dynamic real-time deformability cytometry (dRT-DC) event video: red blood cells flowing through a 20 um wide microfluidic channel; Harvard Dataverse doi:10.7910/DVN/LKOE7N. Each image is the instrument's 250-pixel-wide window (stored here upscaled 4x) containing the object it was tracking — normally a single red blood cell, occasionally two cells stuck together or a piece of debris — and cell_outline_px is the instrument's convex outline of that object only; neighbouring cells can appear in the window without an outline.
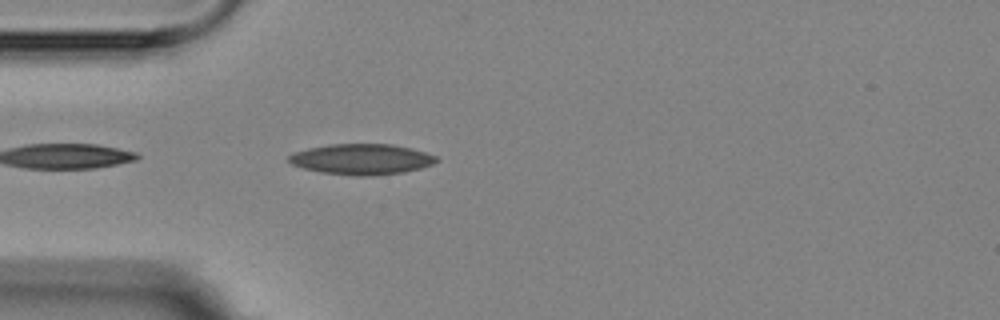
{"species": "Egyptian fruit bat (a non-hibernating species)", "species_latin": "Rousettus aegyptiacus", "temperature_condition": "room temperature", "stored_images_in_passage": 5, "camera_frame_rate_fps": 3000, "um_per_image_px": 0.085, "animal": {"sex": "female"}, "frame": {"image": 1, "passage_image": 5, "time_ms": 4.333, "image_size_px": [1000, 320], "cell_outline_px": [[440, 160], [432, 164], [420, 168], [404, 172], [372, 176], [356, 176], [320, 172], [304, 168], [292, 164], [288, 160], [288, 156], [296, 152], [308, 148], [332, 144], [392, 144], [424, 152], [436, 156]], "centroid_in_image_um": [30.74, 13.54], "position_along_channel_um": 54.3, "area_um2": 26.18}}